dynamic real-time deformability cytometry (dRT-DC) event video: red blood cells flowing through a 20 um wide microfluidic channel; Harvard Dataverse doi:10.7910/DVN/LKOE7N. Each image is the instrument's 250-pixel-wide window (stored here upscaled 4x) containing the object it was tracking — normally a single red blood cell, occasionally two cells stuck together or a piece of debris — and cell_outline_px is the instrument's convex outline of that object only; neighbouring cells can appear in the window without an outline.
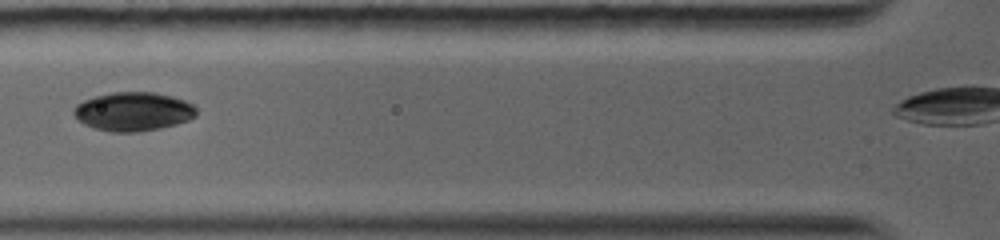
{"species": "common noctule bat (a hibernating species)", "species_latin": "Nyctalus noctula", "temperature_condition": "warm", "stored_images_in_passage": 9, "segment_of_instrument_passage": [1, 2], "camera_frame_rate_fps": 5000, "um_per_image_px": 0.085, "animal": {"sex": "female", "body_mass_g": 19.0, "forearm_length_mm": 56.7}, "frame": {"image": 1, "passage_image": 6, "time_ms": 3.4, "image_size_px": [1000, 240], "cell_outline_px": [[196, 116], [188, 120], [176, 124], [160, 128], [136, 132], [108, 132], [84, 124], [72, 112], [76, 104], [84, 100], [96, 96], [112, 92], [156, 92], [172, 96], [184, 100], [192, 104], [196, 108]], "centroid_in_image_um": [11.34, 9.47], "position_along_channel_um": 114.5, "area_um2": 27.69}}
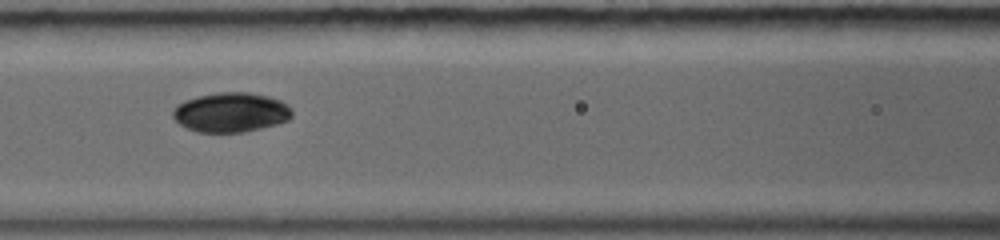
{"frame": {"image": 2, "passage_image": 7, "time_ms": 4.2, "image_size_px": [1000, 240], "cell_outline_px": [[292, 116], [288, 120], [276, 124], [244, 132], [196, 132], [180, 124], [172, 116], [172, 112], [184, 100], [196, 96], [216, 92], [248, 92], [268, 96], [280, 100], [288, 104], [292, 108]], "centroid_in_image_um": [19.64, 9.54], "position_along_channel_um": 147.0, "area_um2": 27.51}}